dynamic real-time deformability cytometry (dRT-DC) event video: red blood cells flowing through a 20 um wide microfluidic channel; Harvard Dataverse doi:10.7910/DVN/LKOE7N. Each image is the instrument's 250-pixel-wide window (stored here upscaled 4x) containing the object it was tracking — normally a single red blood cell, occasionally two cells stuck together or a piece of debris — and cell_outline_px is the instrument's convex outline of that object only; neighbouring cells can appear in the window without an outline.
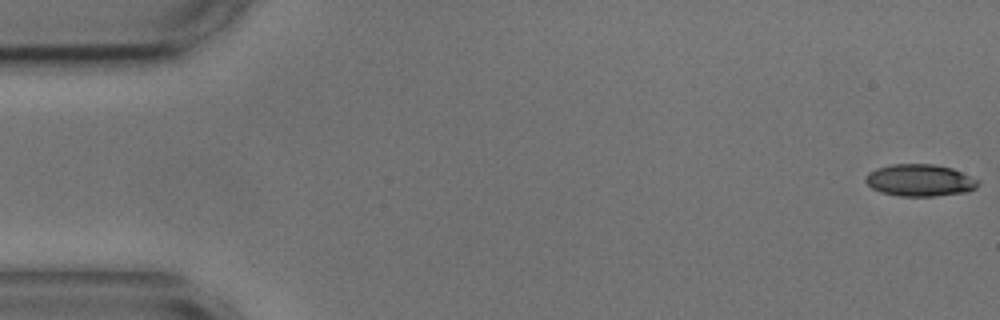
{"species": "common noctule bat (a hibernating species)", "species_latin": "Nyctalus noctula", "temperature_condition": "cold", "stored_images_in_passage": 53, "camera_frame_rate_fps": 3000, "um_per_image_px": 0.085, "animal": {"sex": "male", "body_mass_g": 17.9, "forearm_length_mm": 54.2}, "frame": {"image": 1, "passage_image": 1, "time_ms": 0.0, "image_size_px": [1000, 320], "cell_outline_px": [[980, 184], [976, 188], [968, 192], [936, 196], [900, 196], [880, 192], [872, 188], [864, 180], [864, 176], [868, 172], [876, 168], [892, 164], [936, 164], [952, 168], [980, 180]], "centroid_in_image_um": [78.2, 15.32], "position_along_channel_um": 6.8, "area_um2": 21.27}}
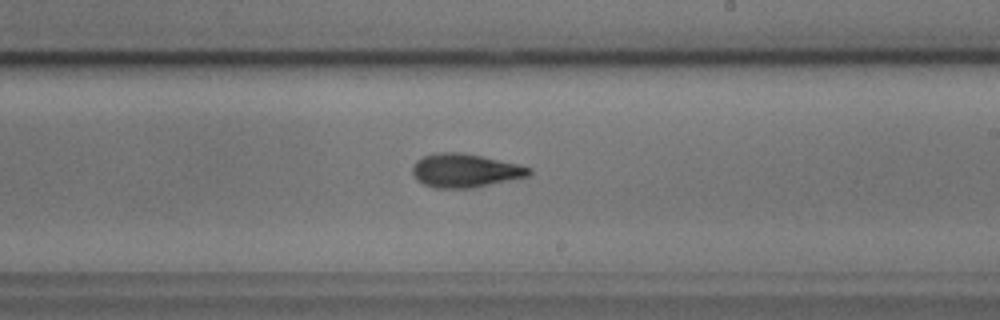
{"frame": {"image": 2, "passage_image": 32, "time_ms": 10.333, "image_size_px": [1000, 320], "cell_outline_px": [[532, 172], [528, 176], [472, 188], [436, 188], [424, 184], [416, 180], [412, 172], [412, 164], [416, 160], [424, 156], [440, 152], [460, 152], [520, 164], [532, 168]], "centroid_in_image_um": [39.52, 14.49], "position_along_channel_um": 249.5, "area_um2": 22.83}}
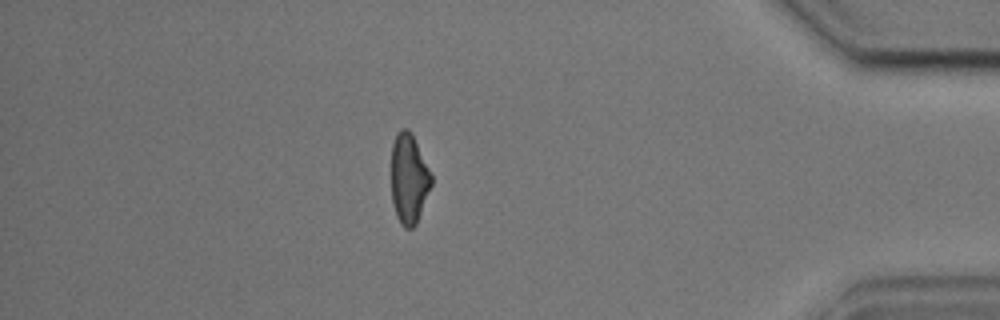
{"frame": {"image": 3, "passage_image": 48, "time_ms": 15.667, "image_size_px": [1000, 320], "cell_outline_px": [[432, 184], [416, 224], [412, 228], [404, 228], [400, 224], [396, 216], [392, 200], [392, 144], [396, 132], [400, 128], [408, 128], [412, 132], [432, 176]], "centroid_in_image_um": [34.75, 15.17], "position_along_channel_um": 400.5, "area_um2": 21.04}}